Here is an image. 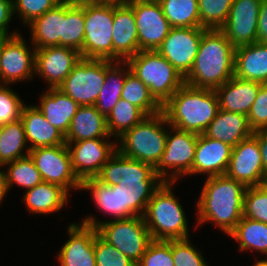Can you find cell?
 Wrapping results in <instances>:
<instances>
[{"label":"cell","instance_id":"cell-1","mask_svg":"<svg viewBox=\"0 0 267 266\" xmlns=\"http://www.w3.org/2000/svg\"><path fill=\"white\" fill-rule=\"evenodd\" d=\"M246 186L226 175L207 177L197 205V225L212 222L229 234L243 217Z\"/></svg>","mask_w":267,"mask_h":266},{"label":"cell","instance_id":"cell-2","mask_svg":"<svg viewBox=\"0 0 267 266\" xmlns=\"http://www.w3.org/2000/svg\"><path fill=\"white\" fill-rule=\"evenodd\" d=\"M235 48L221 29L203 32L198 53L185 84L216 90L234 76Z\"/></svg>","mask_w":267,"mask_h":266},{"label":"cell","instance_id":"cell-3","mask_svg":"<svg viewBox=\"0 0 267 266\" xmlns=\"http://www.w3.org/2000/svg\"><path fill=\"white\" fill-rule=\"evenodd\" d=\"M220 109L217 92L187 84L162 106L168 124L177 129L203 134Z\"/></svg>","mask_w":267,"mask_h":266},{"label":"cell","instance_id":"cell-4","mask_svg":"<svg viewBox=\"0 0 267 266\" xmlns=\"http://www.w3.org/2000/svg\"><path fill=\"white\" fill-rule=\"evenodd\" d=\"M175 182H163L153 193L143 214L152 240L189 238L187 217L172 191Z\"/></svg>","mask_w":267,"mask_h":266},{"label":"cell","instance_id":"cell-5","mask_svg":"<svg viewBox=\"0 0 267 266\" xmlns=\"http://www.w3.org/2000/svg\"><path fill=\"white\" fill-rule=\"evenodd\" d=\"M119 184L112 186L121 190L122 210L129 216L142 217L153 193L164 182L154 167L119 152Z\"/></svg>","mask_w":267,"mask_h":266},{"label":"cell","instance_id":"cell-6","mask_svg":"<svg viewBox=\"0 0 267 266\" xmlns=\"http://www.w3.org/2000/svg\"><path fill=\"white\" fill-rule=\"evenodd\" d=\"M166 126L169 124L163 112L146 116L118 138L120 145H117V150L126 157L154 167L165 150Z\"/></svg>","mask_w":267,"mask_h":266},{"label":"cell","instance_id":"cell-7","mask_svg":"<svg viewBox=\"0 0 267 266\" xmlns=\"http://www.w3.org/2000/svg\"><path fill=\"white\" fill-rule=\"evenodd\" d=\"M126 62L162 106L185 84V78L157 51H139Z\"/></svg>","mask_w":267,"mask_h":266},{"label":"cell","instance_id":"cell-8","mask_svg":"<svg viewBox=\"0 0 267 266\" xmlns=\"http://www.w3.org/2000/svg\"><path fill=\"white\" fill-rule=\"evenodd\" d=\"M93 216L82 220L83 225L94 227L98 234L132 262L137 264L152 241L143 217L98 221Z\"/></svg>","mask_w":267,"mask_h":266},{"label":"cell","instance_id":"cell-9","mask_svg":"<svg viewBox=\"0 0 267 266\" xmlns=\"http://www.w3.org/2000/svg\"><path fill=\"white\" fill-rule=\"evenodd\" d=\"M114 0L84 4L83 58L113 61Z\"/></svg>","mask_w":267,"mask_h":266},{"label":"cell","instance_id":"cell-10","mask_svg":"<svg viewBox=\"0 0 267 266\" xmlns=\"http://www.w3.org/2000/svg\"><path fill=\"white\" fill-rule=\"evenodd\" d=\"M167 128L165 150L154 166V172L164 182L176 183L180 176L192 175L198 134L183 131L170 125Z\"/></svg>","mask_w":267,"mask_h":266},{"label":"cell","instance_id":"cell-11","mask_svg":"<svg viewBox=\"0 0 267 266\" xmlns=\"http://www.w3.org/2000/svg\"><path fill=\"white\" fill-rule=\"evenodd\" d=\"M106 77V59L81 58L58 87L79 106L95 105Z\"/></svg>","mask_w":267,"mask_h":266},{"label":"cell","instance_id":"cell-12","mask_svg":"<svg viewBox=\"0 0 267 266\" xmlns=\"http://www.w3.org/2000/svg\"><path fill=\"white\" fill-rule=\"evenodd\" d=\"M29 156L40 172L43 182L59 185L68 193L72 189H81V181L72 169L67 144L31 149Z\"/></svg>","mask_w":267,"mask_h":266},{"label":"cell","instance_id":"cell-13","mask_svg":"<svg viewBox=\"0 0 267 266\" xmlns=\"http://www.w3.org/2000/svg\"><path fill=\"white\" fill-rule=\"evenodd\" d=\"M206 28L172 27L156 50L184 78L189 74Z\"/></svg>","mask_w":267,"mask_h":266},{"label":"cell","instance_id":"cell-14","mask_svg":"<svg viewBox=\"0 0 267 266\" xmlns=\"http://www.w3.org/2000/svg\"><path fill=\"white\" fill-rule=\"evenodd\" d=\"M134 11L139 51H156L172 26L163 14L158 1H126Z\"/></svg>","mask_w":267,"mask_h":266},{"label":"cell","instance_id":"cell-15","mask_svg":"<svg viewBox=\"0 0 267 266\" xmlns=\"http://www.w3.org/2000/svg\"><path fill=\"white\" fill-rule=\"evenodd\" d=\"M108 139L110 138L66 142L72 169L80 181L95 178L103 165L117 151L116 139L107 141Z\"/></svg>","mask_w":267,"mask_h":266},{"label":"cell","instance_id":"cell-16","mask_svg":"<svg viewBox=\"0 0 267 266\" xmlns=\"http://www.w3.org/2000/svg\"><path fill=\"white\" fill-rule=\"evenodd\" d=\"M225 175L246 187L265 183L267 172L264 170L258 139L254 134L232 147Z\"/></svg>","mask_w":267,"mask_h":266},{"label":"cell","instance_id":"cell-17","mask_svg":"<svg viewBox=\"0 0 267 266\" xmlns=\"http://www.w3.org/2000/svg\"><path fill=\"white\" fill-rule=\"evenodd\" d=\"M22 34L11 36L5 43L0 61L1 84L32 80L35 76V48L28 46ZM34 75V76H33Z\"/></svg>","mask_w":267,"mask_h":266},{"label":"cell","instance_id":"cell-18","mask_svg":"<svg viewBox=\"0 0 267 266\" xmlns=\"http://www.w3.org/2000/svg\"><path fill=\"white\" fill-rule=\"evenodd\" d=\"M82 58L76 49L66 46H48L35 50V75L58 88Z\"/></svg>","mask_w":267,"mask_h":266},{"label":"cell","instance_id":"cell-19","mask_svg":"<svg viewBox=\"0 0 267 266\" xmlns=\"http://www.w3.org/2000/svg\"><path fill=\"white\" fill-rule=\"evenodd\" d=\"M262 0H233L226 24L221 28L234 48L257 42Z\"/></svg>","mask_w":267,"mask_h":266},{"label":"cell","instance_id":"cell-20","mask_svg":"<svg viewBox=\"0 0 267 266\" xmlns=\"http://www.w3.org/2000/svg\"><path fill=\"white\" fill-rule=\"evenodd\" d=\"M97 229L76 223L67 228L69 240L58 251L60 266H96L95 234Z\"/></svg>","mask_w":267,"mask_h":266},{"label":"cell","instance_id":"cell-21","mask_svg":"<svg viewBox=\"0 0 267 266\" xmlns=\"http://www.w3.org/2000/svg\"><path fill=\"white\" fill-rule=\"evenodd\" d=\"M113 61H126L139 52L133 8L125 0H114Z\"/></svg>","mask_w":267,"mask_h":266},{"label":"cell","instance_id":"cell-22","mask_svg":"<svg viewBox=\"0 0 267 266\" xmlns=\"http://www.w3.org/2000/svg\"><path fill=\"white\" fill-rule=\"evenodd\" d=\"M231 152L229 144L198 134L192 174H206L207 177L225 175Z\"/></svg>","mask_w":267,"mask_h":266},{"label":"cell","instance_id":"cell-23","mask_svg":"<svg viewBox=\"0 0 267 266\" xmlns=\"http://www.w3.org/2000/svg\"><path fill=\"white\" fill-rule=\"evenodd\" d=\"M20 119L24 126L29 149L66 144L65 135L51 125L35 105L22 107Z\"/></svg>","mask_w":267,"mask_h":266},{"label":"cell","instance_id":"cell-24","mask_svg":"<svg viewBox=\"0 0 267 266\" xmlns=\"http://www.w3.org/2000/svg\"><path fill=\"white\" fill-rule=\"evenodd\" d=\"M262 83L233 76L215 91L221 110L248 115Z\"/></svg>","mask_w":267,"mask_h":266},{"label":"cell","instance_id":"cell-25","mask_svg":"<svg viewBox=\"0 0 267 266\" xmlns=\"http://www.w3.org/2000/svg\"><path fill=\"white\" fill-rule=\"evenodd\" d=\"M205 136L222 141L231 147L254 134L248 117L241 113L227 112L219 109L216 117L203 133Z\"/></svg>","mask_w":267,"mask_h":266},{"label":"cell","instance_id":"cell-26","mask_svg":"<svg viewBox=\"0 0 267 266\" xmlns=\"http://www.w3.org/2000/svg\"><path fill=\"white\" fill-rule=\"evenodd\" d=\"M47 89L40 95V104L35 106L51 125L66 135L79 105L58 88Z\"/></svg>","mask_w":267,"mask_h":266},{"label":"cell","instance_id":"cell-27","mask_svg":"<svg viewBox=\"0 0 267 266\" xmlns=\"http://www.w3.org/2000/svg\"><path fill=\"white\" fill-rule=\"evenodd\" d=\"M234 76L267 84V44L255 42L235 48Z\"/></svg>","mask_w":267,"mask_h":266},{"label":"cell","instance_id":"cell-28","mask_svg":"<svg viewBox=\"0 0 267 266\" xmlns=\"http://www.w3.org/2000/svg\"><path fill=\"white\" fill-rule=\"evenodd\" d=\"M106 117L95 105L79 106L71 120L66 142H78L98 138H110Z\"/></svg>","mask_w":267,"mask_h":266},{"label":"cell","instance_id":"cell-29","mask_svg":"<svg viewBox=\"0 0 267 266\" xmlns=\"http://www.w3.org/2000/svg\"><path fill=\"white\" fill-rule=\"evenodd\" d=\"M28 25L32 44L30 47L40 49L48 46H62L63 0Z\"/></svg>","mask_w":267,"mask_h":266},{"label":"cell","instance_id":"cell-30","mask_svg":"<svg viewBox=\"0 0 267 266\" xmlns=\"http://www.w3.org/2000/svg\"><path fill=\"white\" fill-rule=\"evenodd\" d=\"M70 194L61 186L42 182L25 191L23 202L31 213L51 214L64 208Z\"/></svg>","mask_w":267,"mask_h":266},{"label":"cell","instance_id":"cell-31","mask_svg":"<svg viewBox=\"0 0 267 266\" xmlns=\"http://www.w3.org/2000/svg\"><path fill=\"white\" fill-rule=\"evenodd\" d=\"M122 66L126 67V69ZM130 72L131 69L126 61L106 60V77L95 103L97 110L105 117L109 115L120 100L126 76Z\"/></svg>","mask_w":267,"mask_h":266},{"label":"cell","instance_id":"cell-32","mask_svg":"<svg viewBox=\"0 0 267 266\" xmlns=\"http://www.w3.org/2000/svg\"><path fill=\"white\" fill-rule=\"evenodd\" d=\"M80 190H90L95 205L103 214L114 216V220L130 218L122 210V197L119 188L102 184L96 178H87L81 181Z\"/></svg>","mask_w":267,"mask_h":266},{"label":"cell","instance_id":"cell-33","mask_svg":"<svg viewBox=\"0 0 267 266\" xmlns=\"http://www.w3.org/2000/svg\"><path fill=\"white\" fill-rule=\"evenodd\" d=\"M27 145L21 119L0 125V167L28 156L30 149Z\"/></svg>","mask_w":267,"mask_h":266},{"label":"cell","instance_id":"cell-34","mask_svg":"<svg viewBox=\"0 0 267 266\" xmlns=\"http://www.w3.org/2000/svg\"><path fill=\"white\" fill-rule=\"evenodd\" d=\"M228 236L239 242L241 252L250 250L267 256V224L242 217Z\"/></svg>","mask_w":267,"mask_h":266},{"label":"cell","instance_id":"cell-35","mask_svg":"<svg viewBox=\"0 0 267 266\" xmlns=\"http://www.w3.org/2000/svg\"><path fill=\"white\" fill-rule=\"evenodd\" d=\"M84 35V4L75 5L63 0L62 46L76 49L83 58Z\"/></svg>","mask_w":267,"mask_h":266},{"label":"cell","instance_id":"cell-36","mask_svg":"<svg viewBox=\"0 0 267 266\" xmlns=\"http://www.w3.org/2000/svg\"><path fill=\"white\" fill-rule=\"evenodd\" d=\"M172 27H200L198 0H158Z\"/></svg>","mask_w":267,"mask_h":266},{"label":"cell","instance_id":"cell-37","mask_svg":"<svg viewBox=\"0 0 267 266\" xmlns=\"http://www.w3.org/2000/svg\"><path fill=\"white\" fill-rule=\"evenodd\" d=\"M121 99L136 105L147 116L162 112V105L150 93L149 88L132 72L126 76L121 92Z\"/></svg>","mask_w":267,"mask_h":266},{"label":"cell","instance_id":"cell-38","mask_svg":"<svg viewBox=\"0 0 267 266\" xmlns=\"http://www.w3.org/2000/svg\"><path fill=\"white\" fill-rule=\"evenodd\" d=\"M147 115L136 105L121 99L106 117L110 136L119 138L126 131L141 122Z\"/></svg>","mask_w":267,"mask_h":266},{"label":"cell","instance_id":"cell-39","mask_svg":"<svg viewBox=\"0 0 267 266\" xmlns=\"http://www.w3.org/2000/svg\"><path fill=\"white\" fill-rule=\"evenodd\" d=\"M5 166H8L7 170L4 171L8 190L14 184L28 190L43 182L40 172L29 155L9 162L3 168Z\"/></svg>","mask_w":267,"mask_h":266},{"label":"cell","instance_id":"cell-40","mask_svg":"<svg viewBox=\"0 0 267 266\" xmlns=\"http://www.w3.org/2000/svg\"><path fill=\"white\" fill-rule=\"evenodd\" d=\"M233 0H198L200 27L221 29L227 22Z\"/></svg>","mask_w":267,"mask_h":266},{"label":"cell","instance_id":"cell-41","mask_svg":"<svg viewBox=\"0 0 267 266\" xmlns=\"http://www.w3.org/2000/svg\"><path fill=\"white\" fill-rule=\"evenodd\" d=\"M243 217L267 224V186L265 184L246 188Z\"/></svg>","mask_w":267,"mask_h":266},{"label":"cell","instance_id":"cell-42","mask_svg":"<svg viewBox=\"0 0 267 266\" xmlns=\"http://www.w3.org/2000/svg\"><path fill=\"white\" fill-rule=\"evenodd\" d=\"M171 252L175 266H209L189 238L171 240Z\"/></svg>","mask_w":267,"mask_h":266},{"label":"cell","instance_id":"cell-43","mask_svg":"<svg viewBox=\"0 0 267 266\" xmlns=\"http://www.w3.org/2000/svg\"><path fill=\"white\" fill-rule=\"evenodd\" d=\"M96 266H136L128 257L105 241L99 234H95Z\"/></svg>","mask_w":267,"mask_h":266},{"label":"cell","instance_id":"cell-44","mask_svg":"<svg viewBox=\"0 0 267 266\" xmlns=\"http://www.w3.org/2000/svg\"><path fill=\"white\" fill-rule=\"evenodd\" d=\"M136 266H175L171 240H152Z\"/></svg>","mask_w":267,"mask_h":266},{"label":"cell","instance_id":"cell-45","mask_svg":"<svg viewBox=\"0 0 267 266\" xmlns=\"http://www.w3.org/2000/svg\"><path fill=\"white\" fill-rule=\"evenodd\" d=\"M62 0H13V14L19 15L25 26L53 9ZM17 12V13H16Z\"/></svg>","mask_w":267,"mask_h":266},{"label":"cell","instance_id":"cell-46","mask_svg":"<svg viewBox=\"0 0 267 266\" xmlns=\"http://www.w3.org/2000/svg\"><path fill=\"white\" fill-rule=\"evenodd\" d=\"M0 84V125L20 119L24 101L10 88Z\"/></svg>","mask_w":267,"mask_h":266},{"label":"cell","instance_id":"cell-47","mask_svg":"<svg viewBox=\"0 0 267 266\" xmlns=\"http://www.w3.org/2000/svg\"><path fill=\"white\" fill-rule=\"evenodd\" d=\"M252 130L267 128V84H262L247 115Z\"/></svg>","mask_w":267,"mask_h":266},{"label":"cell","instance_id":"cell-48","mask_svg":"<svg viewBox=\"0 0 267 266\" xmlns=\"http://www.w3.org/2000/svg\"><path fill=\"white\" fill-rule=\"evenodd\" d=\"M102 184L115 186L119 184V151L103 165L100 173L95 177Z\"/></svg>","mask_w":267,"mask_h":266},{"label":"cell","instance_id":"cell-49","mask_svg":"<svg viewBox=\"0 0 267 266\" xmlns=\"http://www.w3.org/2000/svg\"><path fill=\"white\" fill-rule=\"evenodd\" d=\"M12 16H14L13 0H0V36L11 37L20 34L17 30L12 33L8 31Z\"/></svg>","mask_w":267,"mask_h":266},{"label":"cell","instance_id":"cell-50","mask_svg":"<svg viewBox=\"0 0 267 266\" xmlns=\"http://www.w3.org/2000/svg\"><path fill=\"white\" fill-rule=\"evenodd\" d=\"M257 42L267 44V0H262L257 25Z\"/></svg>","mask_w":267,"mask_h":266},{"label":"cell","instance_id":"cell-51","mask_svg":"<svg viewBox=\"0 0 267 266\" xmlns=\"http://www.w3.org/2000/svg\"><path fill=\"white\" fill-rule=\"evenodd\" d=\"M258 139L259 149L262 156L264 170L267 172V128L254 132Z\"/></svg>","mask_w":267,"mask_h":266},{"label":"cell","instance_id":"cell-52","mask_svg":"<svg viewBox=\"0 0 267 266\" xmlns=\"http://www.w3.org/2000/svg\"><path fill=\"white\" fill-rule=\"evenodd\" d=\"M8 191L9 190L7 187L4 171L0 169V204H2V201L4 200V197H6V193Z\"/></svg>","mask_w":267,"mask_h":266},{"label":"cell","instance_id":"cell-53","mask_svg":"<svg viewBox=\"0 0 267 266\" xmlns=\"http://www.w3.org/2000/svg\"><path fill=\"white\" fill-rule=\"evenodd\" d=\"M75 5H83V4H93V3H104L110 0H65Z\"/></svg>","mask_w":267,"mask_h":266},{"label":"cell","instance_id":"cell-54","mask_svg":"<svg viewBox=\"0 0 267 266\" xmlns=\"http://www.w3.org/2000/svg\"><path fill=\"white\" fill-rule=\"evenodd\" d=\"M9 36H0V61L2 56V50L4 47V43L9 39ZM0 84H1V66H0Z\"/></svg>","mask_w":267,"mask_h":266},{"label":"cell","instance_id":"cell-55","mask_svg":"<svg viewBox=\"0 0 267 266\" xmlns=\"http://www.w3.org/2000/svg\"><path fill=\"white\" fill-rule=\"evenodd\" d=\"M253 266H267V260L266 259H262V260H257L256 263H254Z\"/></svg>","mask_w":267,"mask_h":266},{"label":"cell","instance_id":"cell-56","mask_svg":"<svg viewBox=\"0 0 267 266\" xmlns=\"http://www.w3.org/2000/svg\"><path fill=\"white\" fill-rule=\"evenodd\" d=\"M264 184L267 186V176H266V179H265V183Z\"/></svg>","mask_w":267,"mask_h":266}]
</instances>
